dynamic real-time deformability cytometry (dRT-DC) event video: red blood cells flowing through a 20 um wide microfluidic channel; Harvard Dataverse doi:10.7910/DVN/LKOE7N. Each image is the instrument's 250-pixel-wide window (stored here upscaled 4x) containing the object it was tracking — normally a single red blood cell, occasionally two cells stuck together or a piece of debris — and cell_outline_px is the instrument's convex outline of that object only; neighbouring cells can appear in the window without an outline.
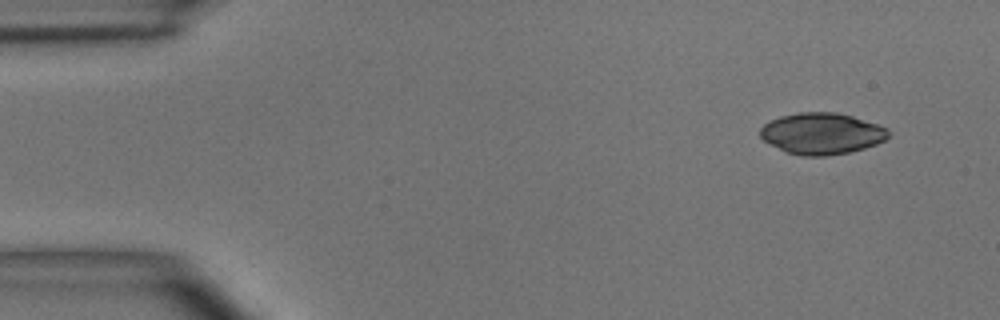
{"species": "common noctule bat (a hibernating species)", "species_latin": "Nyctalus noctula", "temperature_condition": "room temperature", "stored_images_in_passage": 4, "camera_frame_rate_fps": 3000, "um_per_image_px": 0.085, "animal": {"sex": "male", "body_mass_g": 15.6}, "frame": {"image": 1, "passage_image": 1, "time_ms": 0.0, "image_size_px": [1000, 320], "cell_outline_px": [[892, 132], [884, 140], [876, 144], [864, 148], [848, 152], [824, 156], [804, 156], [788, 152], [768, 144], [760, 136], [760, 128], [768, 120], [780, 116], [800, 112], [836, 112], [852, 116], [888, 128]], "centroid_in_image_um": [69.83, 11.34], "position_along_channel_um": 15.2, "area_um2": 30.92}}